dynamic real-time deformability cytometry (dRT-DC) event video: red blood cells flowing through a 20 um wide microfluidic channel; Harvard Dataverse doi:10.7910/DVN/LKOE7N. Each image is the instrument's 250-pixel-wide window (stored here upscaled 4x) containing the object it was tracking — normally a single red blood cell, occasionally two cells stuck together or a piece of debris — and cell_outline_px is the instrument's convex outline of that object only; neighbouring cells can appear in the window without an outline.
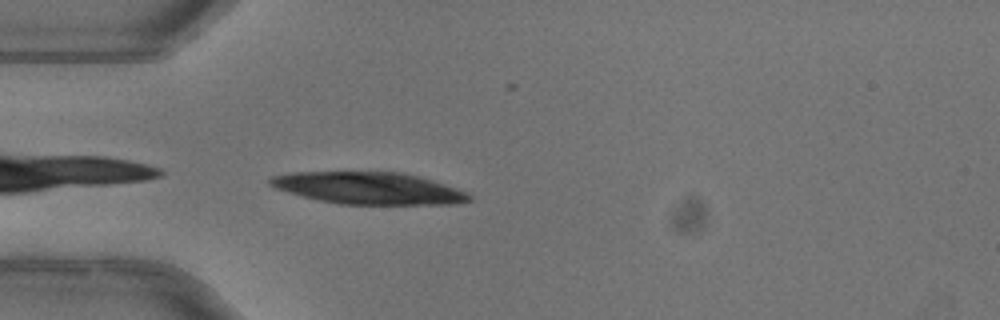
{"species": "common noctule bat (a hibernating species)", "species_latin": "Nyctalus noctula", "temperature_condition": "warm", "stored_images_in_passage": 37, "camera_frame_rate_fps": 3000, "um_per_image_px": 0.085, "animal": {"sex": "female"}, "frame": {"image": 1, "passage_image": 1, "time_ms": 0.0, "image_size_px": [1000, 320], "cell_outline_px": [[472, 200], [452, 204], [340, 204], [320, 200], [288, 192], [276, 188], [268, 184], [268, 180], [272, 176], [288, 172], [400, 172], [432, 180], [468, 192], [472, 196]], "centroid_in_image_um": [31.33, 15.99], "position_along_channel_um": 53.7, "area_um2": 36.88}}